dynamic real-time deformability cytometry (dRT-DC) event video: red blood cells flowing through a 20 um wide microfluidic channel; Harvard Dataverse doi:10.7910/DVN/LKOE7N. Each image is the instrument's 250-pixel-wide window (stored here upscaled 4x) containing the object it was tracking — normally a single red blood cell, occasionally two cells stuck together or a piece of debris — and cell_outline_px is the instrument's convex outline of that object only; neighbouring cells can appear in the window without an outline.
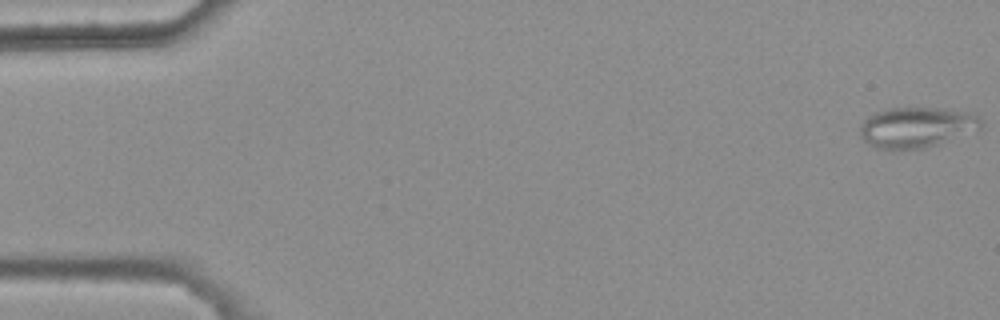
{"species": "common noctule bat (a hibernating species)", "species_latin": "Nyctalus noctula", "temperature_condition": "warm", "stored_images_in_passage": 6, "camera_frame_rate_fps": 3000, "um_per_image_px": 0.085, "animal": {"sex": "female", "body_mass_g": 25.1}, "frame": {"image": 1, "passage_image": 1, "time_ms": 0.0, "image_size_px": [1000, 320], "cell_outline_px": [[984, 124], [980, 128], [936, 144], [924, 148], [876, 148], [868, 144], [860, 136], [860, 124], [868, 116], [876, 112], [888, 108], [944, 108], [968, 112], [984, 120]], "centroid_in_image_um": [77.88, 10.79], "position_along_channel_um": 7.1, "area_um2": 28.15}}